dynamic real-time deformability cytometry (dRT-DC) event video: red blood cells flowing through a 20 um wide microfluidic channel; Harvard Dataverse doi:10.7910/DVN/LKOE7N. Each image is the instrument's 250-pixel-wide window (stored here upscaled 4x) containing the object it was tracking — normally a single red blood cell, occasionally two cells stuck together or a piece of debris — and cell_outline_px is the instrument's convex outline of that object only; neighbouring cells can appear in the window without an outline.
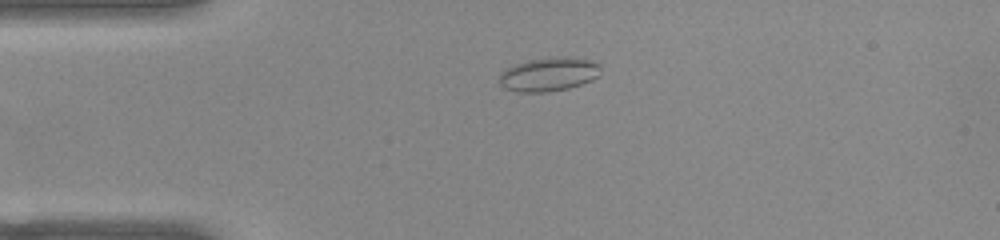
{"species": "common noctule bat (a hibernating species)", "species_latin": "Nyctalus noctula", "temperature_condition": "warm", "stored_images_in_passage": 42, "camera_frame_rate_fps": 3000, "um_per_image_px": 0.085, "animal": {"sex": "female", "body_mass_g": 22.0, "forearm_length_mm": 56.7}, "frame": {"image": 1, "passage_image": 2, "time_ms": 0.333, "image_size_px": [1000, 240], "cell_outline_px": [[600, 76], [592, 80], [568, 88], [544, 92], [516, 92], [504, 88], [500, 84], [500, 72], [512, 64], [528, 60], [548, 56], [572, 56], [592, 60], [600, 64]], "centroid_in_image_um": [46.65, 6.28], "position_along_channel_um": 38.3, "area_um2": 20.46}}
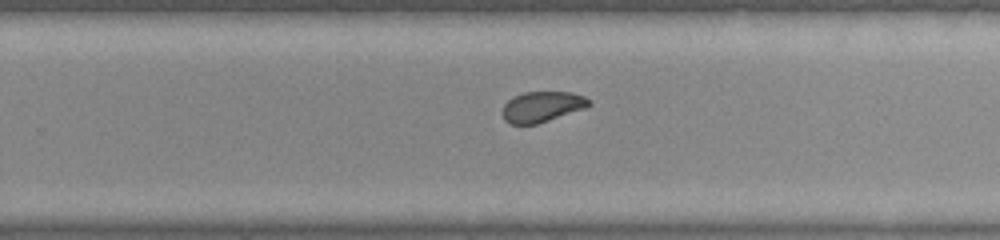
{"frame": {"image": 2, "passage_image": 23, "time_ms": 7.333, "image_size_px": [1000, 240], "cell_outline_px": [[592, 104], [584, 108], [536, 124], [508, 124], [504, 120], [504, 104], [508, 100], [524, 92], [572, 92], [584, 96], [592, 100]], "centroid_in_image_um": [46.1, 9.06], "position_along_channel_um": 283.7, "area_um2": 15.2}}
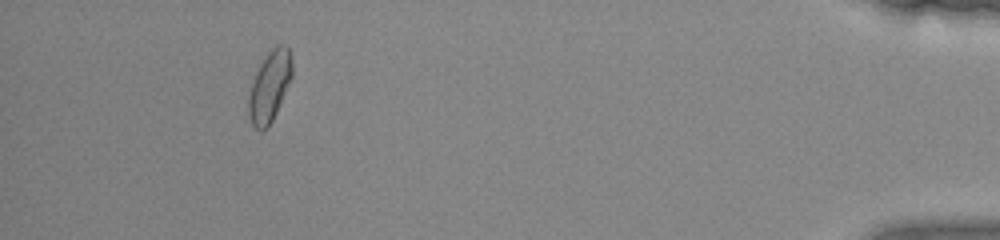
{"frame": {"image": 3, "passage_image": 38, "time_ms": 12.333, "image_size_px": [1000, 240], "cell_outline_px": [[292, 76], [276, 112], [272, 120], [260, 132], [252, 124], [248, 116], [248, 96], [252, 80], [260, 64], [268, 52], [276, 44], [284, 44], [288, 48], [292, 60]], "centroid_in_image_um": [22.9, 7.31], "position_along_channel_um": 412.3, "area_um2": 17.74}, "authors_computed_cell_mechanics": {"area_um2": 16.5886, "velocity_mm_per_s": 3.9085, "shape_relaxation_time_tau1_ms": 6.3117, "shape_relaxation_time_tau2_ms": 0.8965, "deformation_change_tau1": 0.1135, "deformation_change_tau2": 0.0527}}